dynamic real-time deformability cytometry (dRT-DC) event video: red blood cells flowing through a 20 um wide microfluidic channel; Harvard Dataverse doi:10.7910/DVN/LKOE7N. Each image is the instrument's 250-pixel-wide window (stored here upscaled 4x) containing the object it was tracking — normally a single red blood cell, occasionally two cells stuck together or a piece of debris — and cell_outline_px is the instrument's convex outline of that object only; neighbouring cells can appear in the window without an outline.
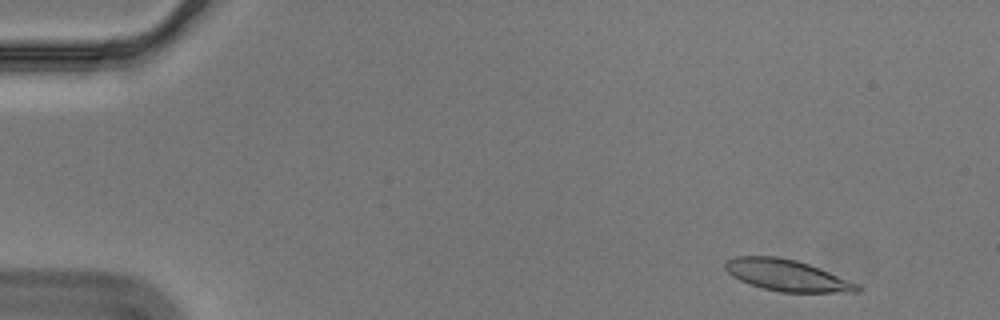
{"species": "Egyptian fruit bat (a non-hibernating species)", "species_latin": "Rousettus aegyptiacus", "temperature_condition": "cold", "stored_images_in_passage": 54, "camera_frame_rate_fps": 3000, "um_per_image_px": 0.085, "animal": {"sex": "male"}, "frame": {"image": 1, "passage_image": 3, "time_ms": 0.667, "image_size_px": [1000, 320], "cell_outline_px": [[860, 292], [780, 292], [764, 288], [740, 280], [732, 276], [724, 268], [724, 260], [736, 256], [776, 256], [796, 260], [808, 264], [860, 284]], "centroid_in_image_um": [66.87, 23.39], "position_along_channel_um": 18.1, "area_um2": 24.04}}
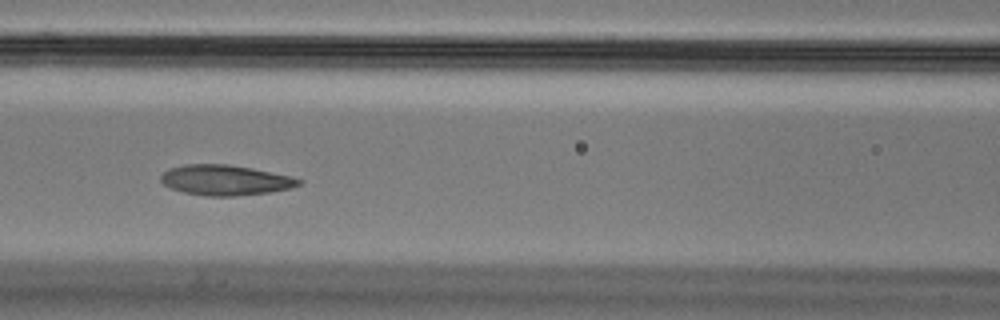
{"frame": {"image": 2, "passage_image": 23, "time_ms": 7.333, "image_size_px": [1000, 320], "cell_outline_px": [[304, 180], [300, 184], [292, 188], [268, 192], [236, 196], [204, 196], [184, 192], [172, 188], [164, 184], [160, 180], [160, 176], [168, 168], [184, 164], [228, 164], [252, 168], [292, 176]], "centroid_in_image_um": [19.16, 15.3], "position_along_channel_um": 147.4, "area_um2": 24.45}}
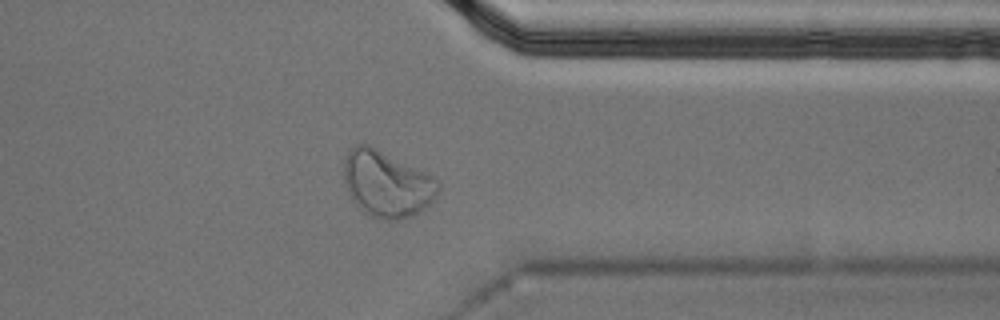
{"frame": {"image": 3, "passage_image": 43, "time_ms": 14.0, "image_size_px": [1000, 320], "cell_outline_px": [[440, 188], [436, 196], [420, 212], [396, 220], [384, 220], [372, 216], [360, 208], [356, 204], [348, 192], [344, 180], [344, 156], [348, 148], [356, 144], [368, 144], [376, 148], [436, 180], [440, 184]], "centroid_in_image_um": [32.81, 15.63], "position_along_channel_um": 378.6, "area_um2": 35.6}, "authors_computed_cell_mechanics": {"area_um2": 24.6228, "velocity_mm_per_s": 3.5253, "shape_relaxation_time_tau1_ms": 10.9051, "shape_relaxation_time_tau2_ms": 1.9103, "deformation_change_tau1": 0.2638, "deformation_change_tau2": 0.0723}}